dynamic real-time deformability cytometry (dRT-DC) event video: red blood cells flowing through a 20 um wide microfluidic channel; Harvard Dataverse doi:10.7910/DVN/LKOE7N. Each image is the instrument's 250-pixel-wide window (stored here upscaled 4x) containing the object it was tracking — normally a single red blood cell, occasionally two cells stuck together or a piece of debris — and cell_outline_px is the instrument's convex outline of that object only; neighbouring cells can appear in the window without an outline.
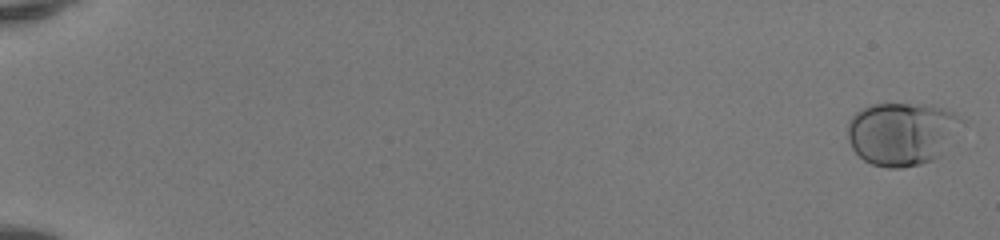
{"species": "human", "species_latin": "Homo sapiens", "temperature_condition": "room temperature", "stored_images_in_passage": 52, "camera_frame_rate_fps": 3000, "um_per_image_px": 0.085, "donor": {"sex": "female"}, "frame": {"image": 1, "passage_image": 1, "time_ms": 0.0, "image_size_px": [1000, 240], "cell_outline_px": [[968, 120], [940, 156], [932, 160], [920, 164], [900, 168], [888, 168], [872, 164], [864, 160], [852, 148], [848, 140], [848, 124], [852, 116], [856, 112], [872, 104], [928, 104], [952, 112]], "centroid_in_image_um": [76.71, 11.35], "position_along_channel_um": 8.3, "area_um2": 42.25}}
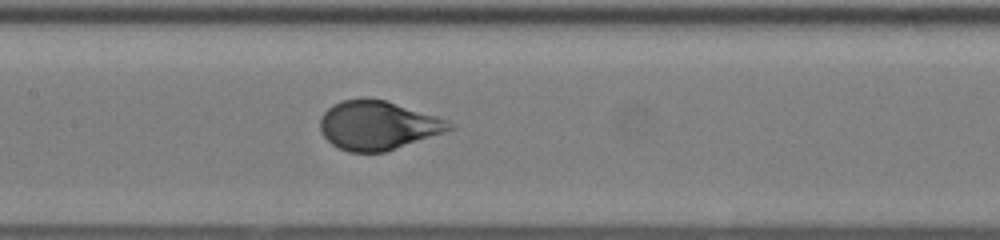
{"frame": {"image": 2, "passage_image": 28, "time_ms": 9.0, "image_size_px": [1000, 240], "cell_outline_px": [[456, 128], [384, 152], [348, 152], [332, 144], [320, 132], [320, 116], [332, 104], [344, 100], [364, 96], [384, 100], [436, 116], [448, 120]], "centroid_in_image_um": [32.08, 10.64], "position_along_channel_um": 175.3, "area_um2": 36.76}}
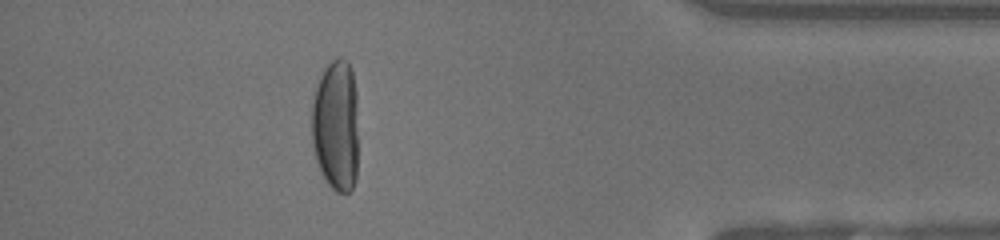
{"frame": {"image": 3, "passage_image": 47, "time_ms": 15.333, "image_size_px": [1000, 240], "cell_outline_px": [[356, 180], [352, 188], [348, 192], [336, 192], [328, 184], [320, 172], [316, 160], [312, 144], [312, 104], [316, 84], [324, 68], [336, 56], [340, 56], [348, 60], [352, 72], [356, 92]], "centroid_in_image_um": [28.53, 10.64], "position_along_channel_um": 406.7, "area_um2": 36.07}, "authors_computed_cell_mechanics": {"area_um2": 38.7549, "velocity_mm_per_s": 4.1243, "shape_relaxation_time_tau1_ms": 3.6068, "shape_relaxation_time_tau2_ms": null, "deformation_change_tau1": 0.1857, "deformation_change_tau2": null}}